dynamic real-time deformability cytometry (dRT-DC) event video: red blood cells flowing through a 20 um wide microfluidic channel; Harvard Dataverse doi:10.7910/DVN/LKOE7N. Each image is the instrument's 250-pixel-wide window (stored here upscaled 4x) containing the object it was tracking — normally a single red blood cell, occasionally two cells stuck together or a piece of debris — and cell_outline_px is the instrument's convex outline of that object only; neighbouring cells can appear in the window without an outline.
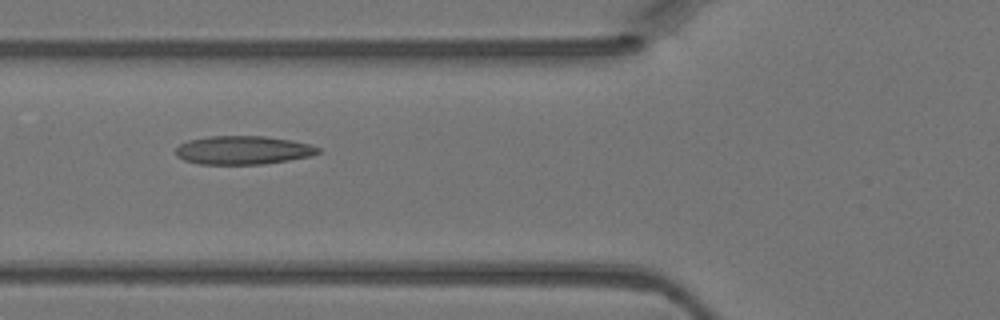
{"species": "Egyptian fruit bat (a non-hibernating species)", "species_latin": "Rousettus aegyptiacus", "temperature_condition": "warm", "stored_images_in_passage": 4, "camera_frame_rate_fps": 3000, "um_per_image_px": 0.085, "animal": {"sex": "female"}, "frame": {"image": 1, "passage_image": 4, "time_ms": 1.0, "image_size_px": [1000, 320], "cell_outline_px": [[320, 152], [312, 156], [264, 164], [200, 164], [184, 160], [176, 156], [176, 148], [180, 144], [188, 140], [212, 136], [264, 136], [292, 140], [312, 144], [320, 148]], "centroid_in_image_um": [20.69, 12.76], "position_along_channel_um": 105.1, "area_um2": 23.76}}